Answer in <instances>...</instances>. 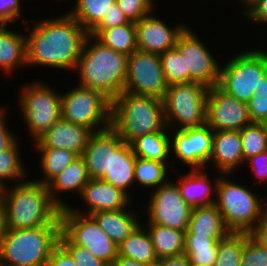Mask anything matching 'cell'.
I'll return each mask as SVG.
<instances>
[{
	"instance_id": "obj_5",
	"label": "cell",
	"mask_w": 267,
	"mask_h": 266,
	"mask_svg": "<svg viewBox=\"0 0 267 266\" xmlns=\"http://www.w3.org/2000/svg\"><path fill=\"white\" fill-rule=\"evenodd\" d=\"M111 127L126 143L165 127L163 100L123 91L112 101Z\"/></svg>"
},
{
	"instance_id": "obj_38",
	"label": "cell",
	"mask_w": 267,
	"mask_h": 266,
	"mask_svg": "<svg viewBox=\"0 0 267 266\" xmlns=\"http://www.w3.org/2000/svg\"><path fill=\"white\" fill-rule=\"evenodd\" d=\"M160 59L168 86L189 82V71H185V56L176 47L160 54Z\"/></svg>"
},
{
	"instance_id": "obj_9",
	"label": "cell",
	"mask_w": 267,
	"mask_h": 266,
	"mask_svg": "<svg viewBox=\"0 0 267 266\" xmlns=\"http://www.w3.org/2000/svg\"><path fill=\"white\" fill-rule=\"evenodd\" d=\"M208 87L198 82L168 86L163 98L165 124L183 130L206 124Z\"/></svg>"
},
{
	"instance_id": "obj_53",
	"label": "cell",
	"mask_w": 267,
	"mask_h": 266,
	"mask_svg": "<svg viewBox=\"0 0 267 266\" xmlns=\"http://www.w3.org/2000/svg\"><path fill=\"white\" fill-rule=\"evenodd\" d=\"M7 230L6 207L0 192V241Z\"/></svg>"
},
{
	"instance_id": "obj_30",
	"label": "cell",
	"mask_w": 267,
	"mask_h": 266,
	"mask_svg": "<svg viewBox=\"0 0 267 266\" xmlns=\"http://www.w3.org/2000/svg\"><path fill=\"white\" fill-rule=\"evenodd\" d=\"M118 247V256H124L143 264L158 259L151 237L143 223H140Z\"/></svg>"
},
{
	"instance_id": "obj_28",
	"label": "cell",
	"mask_w": 267,
	"mask_h": 266,
	"mask_svg": "<svg viewBox=\"0 0 267 266\" xmlns=\"http://www.w3.org/2000/svg\"><path fill=\"white\" fill-rule=\"evenodd\" d=\"M141 223L146 227L158 259L178 257L185 250V231L175 230L159 224L149 223L146 219Z\"/></svg>"
},
{
	"instance_id": "obj_17",
	"label": "cell",
	"mask_w": 267,
	"mask_h": 266,
	"mask_svg": "<svg viewBox=\"0 0 267 266\" xmlns=\"http://www.w3.org/2000/svg\"><path fill=\"white\" fill-rule=\"evenodd\" d=\"M154 12L135 22L136 43L138 50L160 55L175 48L179 35L188 25L179 21V24L171 26L172 23L168 24Z\"/></svg>"
},
{
	"instance_id": "obj_44",
	"label": "cell",
	"mask_w": 267,
	"mask_h": 266,
	"mask_svg": "<svg viewBox=\"0 0 267 266\" xmlns=\"http://www.w3.org/2000/svg\"><path fill=\"white\" fill-rule=\"evenodd\" d=\"M130 21L125 16L124 12L119 8L117 2H114L107 13H105L100 23L89 33L96 37L101 31L115 26H120Z\"/></svg>"
},
{
	"instance_id": "obj_33",
	"label": "cell",
	"mask_w": 267,
	"mask_h": 266,
	"mask_svg": "<svg viewBox=\"0 0 267 266\" xmlns=\"http://www.w3.org/2000/svg\"><path fill=\"white\" fill-rule=\"evenodd\" d=\"M67 12L90 33L116 0H75Z\"/></svg>"
},
{
	"instance_id": "obj_3",
	"label": "cell",
	"mask_w": 267,
	"mask_h": 266,
	"mask_svg": "<svg viewBox=\"0 0 267 266\" xmlns=\"http://www.w3.org/2000/svg\"><path fill=\"white\" fill-rule=\"evenodd\" d=\"M127 59V55L105 46L89 34L73 72L76 84L99 91L113 101L124 91Z\"/></svg>"
},
{
	"instance_id": "obj_57",
	"label": "cell",
	"mask_w": 267,
	"mask_h": 266,
	"mask_svg": "<svg viewBox=\"0 0 267 266\" xmlns=\"http://www.w3.org/2000/svg\"><path fill=\"white\" fill-rule=\"evenodd\" d=\"M0 266H8V265H5V264H3V263H0Z\"/></svg>"
},
{
	"instance_id": "obj_13",
	"label": "cell",
	"mask_w": 267,
	"mask_h": 266,
	"mask_svg": "<svg viewBox=\"0 0 267 266\" xmlns=\"http://www.w3.org/2000/svg\"><path fill=\"white\" fill-rule=\"evenodd\" d=\"M167 89L159 54L137 49L128 56L124 91L163 100Z\"/></svg>"
},
{
	"instance_id": "obj_20",
	"label": "cell",
	"mask_w": 267,
	"mask_h": 266,
	"mask_svg": "<svg viewBox=\"0 0 267 266\" xmlns=\"http://www.w3.org/2000/svg\"><path fill=\"white\" fill-rule=\"evenodd\" d=\"M123 143L112 127L90 136L82 154L90 179H100L110 170L111 151H116Z\"/></svg>"
},
{
	"instance_id": "obj_7",
	"label": "cell",
	"mask_w": 267,
	"mask_h": 266,
	"mask_svg": "<svg viewBox=\"0 0 267 266\" xmlns=\"http://www.w3.org/2000/svg\"><path fill=\"white\" fill-rule=\"evenodd\" d=\"M263 47H249L222 60L218 86L240 102L248 103L267 73V47Z\"/></svg>"
},
{
	"instance_id": "obj_25",
	"label": "cell",
	"mask_w": 267,
	"mask_h": 266,
	"mask_svg": "<svg viewBox=\"0 0 267 266\" xmlns=\"http://www.w3.org/2000/svg\"><path fill=\"white\" fill-rule=\"evenodd\" d=\"M135 162L136 156L131 144L124 142L116 151H111L110 170L100 179L121 189L132 200H136V197L132 198L134 194H131L133 193L131 189L135 187Z\"/></svg>"
},
{
	"instance_id": "obj_46",
	"label": "cell",
	"mask_w": 267,
	"mask_h": 266,
	"mask_svg": "<svg viewBox=\"0 0 267 266\" xmlns=\"http://www.w3.org/2000/svg\"><path fill=\"white\" fill-rule=\"evenodd\" d=\"M246 164H248L249 166H247ZM245 167H250L251 171L248 173L252 172L251 174L254 175L252 176L255 178L254 184L252 185L253 187L257 186L258 183L260 186L261 184H263L262 186H267V150L247 159L245 161L244 168Z\"/></svg>"
},
{
	"instance_id": "obj_1",
	"label": "cell",
	"mask_w": 267,
	"mask_h": 266,
	"mask_svg": "<svg viewBox=\"0 0 267 266\" xmlns=\"http://www.w3.org/2000/svg\"><path fill=\"white\" fill-rule=\"evenodd\" d=\"M30 19L23 25L27 68L49 67L74 72L89 33L67 11L56 17ZM28 24V25H27Z\"/></svg>"
},
{
	"instance_id": "obj_32",
	"label": "cell",
	"mask_w": 267,
	"mask_h": 266,
	"mask_svg": "<svg viewBox=\"0 0 267 266\" xmlns=\"http://www.w3.org/2000/svg\"><path fill=\"white\" fill-rule=\"evenodd\" d=\"M40 159L38 162L42 177L34 181L48 185L57 175H59L77 157L73 152L62 148H34ZM38 151V152H37ZM40 154V155H39Z\"/></svg>"
},
{
	"instance_id": "obj_27",
	"label": "cell",
	"mask_w": 267,
	"mask_h": 266,
	"mask_svg": "<svg viewBox=\"0 0 267 266\" xmlns=\"http://www.w3.org/2000/svg\"><path fill=\"white\" fill-rule=\"evenodd\" d=\"M185 233H195L220 241L226 238L231 231L225 225L223 217L214 203L192 208L188 229Z\"/></svg>"
},
{
	"instance_id": "obj_24",
	"label": "cell",
	"mask_w": 267,
	"mask_h": 266,
	"mask_svg": "<svg viewBox=\"0 0 267 266\" xmlns=\"http://www.w3.org/2000/svg\"><path fill=\"white\" fill-rule=\"evenodd\" d=\"M9 28L0 25V75L4 77L27 67L25 34Z\"/></svg>"
},
{
	"instance_id": "obj_4",
	"label": "cell",
	"mask_w": 267,
	"mask_h": 266,
	"mask_svg": "<svg viewBox=\"0 0 267 266\" xmlns=\"http://www.w3.org/2000/svg\"><path fill=\"white\" fill-rule=\"evenodd\" d=\"M234 178V174L219 176L215 204L231 232L249 233L266 213V199L252 184Z\"/></svg>"
},
{
	"instance_id": "obj_45",
	"label": "cell",
	"mask_w": 267,
	"mask_h": 266,
	"mask_svg": "<svg viewBox=\"0 0 267 266\" xmlns=\"http://www.w3.org/2000/svg\"><path fill=\"white\" fill-rule=\"evenodd\" d=\"M218 247H202L185 249L183 255L188 258L190 265L214 266L217 259Z\"/></svg>"
},
{
	"instance_id": "obj_29",
	"label": "cell",
	"mask_w": 267,
	"mask_h": 266,
	"mask_svg": "<svg viewBox=\"0 0 267 266\" xmlns=\"http://www.w3.org/2000/svg\"><path fill=\"white\" fill-rule=\"evenodd\" d=\"M130 144L136 157L172 163L170 129L167 126L162 131L139 136Z\"/></svg>"
},
{
	"instance_id": "obj_43",
	"label": "cell",
	"mask_w": 267,
	"mask_h": 266,
	"mask_svg": "<svg viewBox=\"0 0 267 266\" xmlns=\"http://www.w3.org/2000/svg\"><path fill=\"white\" fill-rule=\"evenodd\" d=\"M22 0H0V25H10L15 24L21 20V25H23L27 20L23 14Z\"/></svg>"
},
{
	"instance_id": "obj_47",
	"label": "cell",
	"mask_w": 267,
	"mask_h": 266,
	"mask_svg": "<svg viewBox=\"0 0 267 266\" xmlns=\"http://www.w3.org/2000/svg\"><path fill=\"white\" fill-rule=\"evenodd\" d=\"M241 19L248 21L247 23L259 25L263 27V31L267 28V0H258L256 1L243 15ZM250 21V22H249ZM266 27V28H265Z\"/></svg>"
},
{
	"instance_id": "obj_40",
	"label": "cell",
	"mask_w": 267,
	"mask_h": 266,
	"mask_svg": "<svg viewBox=\"0 0 267 266\" xmlns=\"http://www.w3.org/2000/svg\"><path fill=\"white\" fill-rule=\"evenodd\" d=\"M59 245L70 255L77 266H108L87 249L73 244L62 232L59 237Z\"/></svg>"
},
{
	"instance_id": "obj_35",
	"label": "cell",
	"mask_w": 267,
	"mask_h": 266,
	"mask_svg": "<svg viewBox=\"0 0 267 266\" xmlns=\"http://www.w3.org/2000/svg\"><path fill=\"white\" fill-rule=\"evenodd\" d=\"M105 46L129 56L136 51V26L135 22L115 26L101 31L96 37Z\"/></svg>"
},
{
	"instance_id": "obj_54",
	"label": "cell",
	"mask_w": 267,
	"mask_h": 266,
	"mask_svg": "<svg viewBox=\"0 0 267 266\" xmlns=\"http://www.w3.org/2000/svg\"><path fill=\"white\" fill-rule=\"evenodd\" d=\"M111 266H145V264L124 256H118Z\"/></svg>"
},
{
	"instance_id": "obj_39",
	"label": "cell",
	"mask_w": 267,
	"mask_h": 266,
	"mask_svg": "<svg viewBox=\"0 0 267 266\" xmlns=\"http://www.w3.org/2000/svg\"><path fill=\"white\" fill-rule=\"evenodd\" d=\"M247 105L252 122L267 123V73L261 77V84Z\"/></svg>"
},
{
	"instance_id": "obj_37",
	"label": "cell",
	"mask_w": 267,
	"mask_h": 266,
	"mask_svg": "<svg viewBox=\"0 0 267 266\" xmlns=\"http://www.w3.org/2000/svg\"><path fill=\"white\" fill-rule=\"evenodd\" d=\"M245 161L267 150V123L252 122L240 130Z\"/></svg>"
},
{
	"instance_id": "obj_31",
	"label": "cell",
	"mask_w": 267,
	"mask_h": 266,
	"mask_svg": "<svg viewBox=\"0 0 267 266\" xmlns=\"http://www.w3.org/2000/svg\"><path fill=\"white\" fill-rule=\"evenodd\" d=\"M169 171H172V163L136 157L134 170L135 185H140L142 189L149 188V191L157 189L167 183L171 179L170 177L177 176L176 174L171 176Z\"/></svg>"
},
{
	"instance_id": "obj_21",
	"label": "cell",
	"mask_w": 267,
	"mask_h": 266,
	"mask_svg": "<svg viewBox=\"0 0 267 266\" xmlns=\"http://www.w3.org/2000/svg\"><path fill=\"white\" fill-rule=\"evenodd\" d=\"M241 166L244 168L240 131H214L212 154L207 167L220 174H235Z\"/></svg>"
},
{
	"instance_id": "obj_11",
	"label": "cell",
	"mask_w": 267,
	"mask_h": 266,
	"mask_svg": "<svg viewBox=\"0 0 267 266\" xmlns=\"http://www.w3.org/2000/svg\"><path fill=\"white\" fill-rule=\"evenodd\" d=\"M61 232L73 243L87 249L108 266L119 255L118 245L100 228L91 215L72 211L69 207L60 210Z\"/></svg>"
},
{
	"instance_id": "obj_55",
	"label": "cell",
	"mask_w": 267,
	"mask_h": 266,
	"mask_svg": "<svg viewBox=\"0 0 267 266\" xmlns=\"http://www.w3.org/2000/svg\"><path fill=\"white\" fill-rule=\"evenodd\" d=\"M238 3L240 4L239 6L241 7H237V9L239 8L241 11L239 12V15H243L256 1L258 0H237Z\"/></svg>"
},
{
	"instance_id": "obj_48",
	"label": "cell",
	"mask_w": 267,
	"mask_h": 266,
	"mask_svg": "<svg viewBox=\"0 0 267 266\" xmlns=\"http://www.w3.org/2000/svg\"><path fill=\"white\" fill-rule=\"evenodd\" d=\"M5 107H2V105L0 106V152L9 149L19 140V138L16 136L17 134H15L14 131H10L13 129H9L10 124L7 120L9 118L7 115L9 106L8 108L7 106Z\"/></svg>"
},
{
	"instance_id": "obj_22",
	"label": "cell",
	"mask_w": 267,
	"mask_h": 266,
	"mask_svg": "<svg viewBox=\"0 0 267 266\" xmlns=\"http://www.w3.org/2000/svg\"><path fill=\"white\" fill-rule=\"evenodd\" d=\"M207 169H190L183 175L179 172L178 181H174L183 199L192 207L215 203L216 187L220 173L211 178ZM218 174V176L216 175Z\"/></svg>"
},
{
	"instance_id": "obj_41",
	"label": "cell",
	"mask_w": 267,
	"mask_h": 266,
	"mask_svg": "<svg viewBox=\"0 0 267 266\" xmlns=\"http://www.w3.org/2000/svg\"><path fill=\"white\" fill-rule=\"evenodd\" d=\"M157 0H116L119 8L129 21L138 22L153 10L157 11Z\"/></svg>"
},
{
	"instance_id": "obj_56",
	"label": "cell",
	"mask_w": 267,
	"mask_h": 266,
	"mask_svg": "<svg viewBox=\"0 0 267 266\" xmlns=\"http://www.w3.org/2000/svg\"><path fill=\"white\" fill-rule=\"evenodd\" d=\"M145 266H162V259H157L156 261L149 262Z\"/></svg>"
},
{
	"instance_id": "obj_23",
	"label": "cell",
	"mask_w": 267,
	"mask_h": 266,
	"mask_svg": "<svg viewBox=\"0 0 267 266\" xmlns=\"http://www.w3.org/2000/svg\"><path fill=\"white\" fill-rule=\"evenodd\" d=\"M89 180L85 161L82 156H77L47 187L52 200L62 209L70 206V203L67 200L65 202L62 195L74 193L76 194L74 196L78 198Z\"/></svg>"
},
{
	"instance_id": "obj_52",
	"label": "cell",
	"mask_w": 267,
	"mask_h": 266,
	"mask_svg": "<svg viewBox=\"0 0 267 266\" xmlns=\"http://www.w3.org/2000/svg\"><path fill=\"white\" fill-rule=\"evenodd\" d=\"M162 266H191L185 255L162 259Z\"/></svg>"
},
{
	"instance_id": "obj_19",
	"label": "cell",
	"mask_w": 267,
	"mask_h": 266,
	"mask_svg": "<svg viewBox=\"0 0 267 266\" xmlns=\"http://www.w3.org/2000/svg\"><path fill=\"white\" fill-rule=\"evenodd\" d=\"M93 132L64 118L55 122L35 142L32 148H62L82 156Z\"/></svg>"
},
{
	"instance_id": "obj_15",
	"label": "cell",
	"mask_w": 267,
	"mask_h": 266,
	"mask_svg": "<svg viewBox=\"0 0 267 266\" xmlns=\"http://www.w3.org/2000/svg\"><path fill=\"white\" fill-rule=\"evenodd\" d=\"M189 27L188 25L179 35L175 46L185 56V71H189V82H198L208 88L216 86L220 78V63L223 62L218 61V56Z\"/></svg>"
},
{
	"instance_id": "obj_26",
	"label": "cell",
	"mask_w": 267,
	"mask_h": 266,
	"mask_svg": "<svg viewBox=\"0 0 267 266\" xmlns=\"http://www.w3.org/2000/svg\"><path fill=\"white\" fill-rule=\"evenodd\" d=\"M131 204L126 209L100 211L91 214L100 228L111 238L117 245L122 243L136 227L142 222V214L135 211Z\"/></svg>"
},
{
	"instance_id": "obj_12",
	"label": "cell",
	"mask_w": 267,
	"mask_h": 266,
	"mask_svg": "<svg viewBox=\"0 0 267 266\" xmlns=\"http://www.w3.org/2000/svg\"><path fill=\"white\" fill-rule=\"evenodd\" d=\"M150 191L148 203L142 213L149 223L159 224L175 230L186 231L192 207L183 199L175 179Z\"/></svg>"
},
{
	"instance_id": "obj_14",
	"label": "cell",
	"mask_w": 267,
	"mask_h": 266,
	"mask_svg": "<svg viewBox=\"0 0 267 266\" xmlns=\"http://www.w3.org/2000/svg\"><path fill=\"white\" fill-rule=\"evenodd\" d=\"M213 134L214 130L207 124L170 130L172 172L178 175L179 170L175 165L177 163H181L183 167L188 166V170L209 169L207 166L212 154Z\"/></svg>"
},
{
	"instance_id": "obj_51",
	"label": "cell",
	"mask_w": 267,
	"mask_h": 266,
	"mask_svg": "<svg viewBox=\"0 0 267 266\" xmlns=\"http://www.w3.org/2000/svg\"><path fill=\"white\" fill-rule=\"evenodd\" d=\"M250 237L259 245L267 248V213L249 232Z\"/></svg>"
},
{
	"instance_id": "obj_50",
	"label": "cell",
	"mask_w": 267,
	"mask_h": 266,
	"mask_svg": "<svg viewBox=\"0 0 267 266\" xmlns=\"http://www.w3.org/2000/svg\"><path fill=\"white\" fill-rule=\"evenodd\" d=\"M46 266H77L70 255L58 245L48 259Z\"/></svg>"
},
{
	"instance_id": "obj_18",
	"label": "cell",
	"mask_w": 267,
	"mask_h": 266,
	"mask_svg": "<svg viewBox=\"0 0 267 266\" xmlns=\"http://www.w3.org/2000/svg\"><path fill=\"white\" fill-rule=\"evenodd\" d=\"M78 198L85 204L82 209L73 207L72 203L69 208L84 215H91L100 211L126 209L133 202L121 189L102 179H90ZM85 206L86 208H84Z\"/></svg>"
},
{
	"instance_id": "obj_42",
	"label": "cell",
	"mask_w": 267,
	"mask_h": 266,
	"mask_svg": "<svg viewBox=\"0 0 267 266\" xmlns=\"http://www.w3.org/2000/svg\"><path fill=\"white\" fill-rule=\"evenodd\" d=\"M240 266H267V248L249 237L243 248Z\"/></svg>"
},
{
	"instance_id": "obj_16",
	"label": "cell",
	"mask_w": 267,
	"mask_h": 266,
	"mask_svg": "<svg viewBox=\"0 0 267 266\" xmlns=\"http://www.w3.org/2000/svg\"><path fill=\"white\" fill-rule=\"evenodd\" d=\"M252 123L248 105L226 93L218 85L208 89L206 124L214 131L237 130Z\"/></svg>"
},
{
	"instance_id": "obj_10",
	"label": "cell",
	"mask_w": 267,
	"mask_h": 266,
	"mask_svg": "<svg viewBox=\"0 0 267 266\" xmlns=\"http://www.w3.org/2000/svg\"><path fill=\"white\" fill-rule=\"evenodd\" d=\"M61 93V117L93 133L111 127L112 101L103 93L75 84Z\"/></svg>"
},
{
	"instance_id": "obj_8",
	"label": "cell",
	"mask_w": 267,
	"mask_h": 266,
	"mask_svg": "<svg viewBox=\"0 0 267 266\" xmlns=\"http://www.w3.org/2000/svg\"><path fill=\"white\" fill-rule=\"evenodd\" d=\"M41 79L26 83L19 90L18 111L31 141L35 142L61 118V92ZM57 90V91H56Z\"/></svg>"
},
{
	"instance_id": "obj_2",
	"label": "cell",
	"mask_w": 267,
	"mask_h": 266,
	"mask_svg": "<svg viewBox=\"0 0 267 266\" xmlns=\"http://www.w3.org/2000/svg\"><path fill=\"white\" fill-rule=\"evenodd\" d=\"M0 192L6 207L7 229L61 226V208L43 183L28 178L2 187Z\"/></svg>"
},
{
	"instance_id": "obj_34",
	"label": "cell",
	"mask_w": 267,
	"mask_h": 266,
	"mask_svg": "<svg viewBox=\"0 0 267 266\" xmlns=\"http://www.w3.org/2000/svg\"><path fill=\"white\" fill-rule=\"evenodd\" d=\"M19 142L21 143V139L9 149L0 152V188L8 186L10 183L23 182L30 175L24 164L25 161H22Z\"/></svg>"
},
{
	"instance_id": "obj_6",
	"label": "cell",
	"mask_w": 267,
	"mask_h": 266,
	"mask_svg": "<svg viewBox=\"0 0 267 266\" xmlns=\"http://www.w3.org/2000/svg\"><path fill=\"white\" fill-rule=\"evenodd\" d=\"M61 226L8 229L0 241V263L8 266H46L59 245Z\"/></svg>"
},
{
	"instance_id": "obj_49",
	"label": "cell",
	"mask_w": 267,
	"mask_h": 266,
	"mask_svg": "<svg viewBox=\"0 0 267 266\" xmlns=\"http://www.w3.org/2000/svg\"><path fill=\"white\" fill-rule=\"evenodd\" d=\"M219 241L212 237L202 236L195 233H185V249L202 247H218Z\"/></svg>"
},
{
	"instance_id": "obj_36",
	"label": "cell",
	"mask_w": 267,
	"mask_h": 266,
	"mask_svg": "<svg viewBox=\"0 0 267 266\" xmlns=\"http://www.w3.org/2000/svg\"><path fill=\"white\" fill-rule=\"evenodd\" d=\"M249 233L231 232L219 241L217 259L214 266H240L241 255Z\"/></svg>"
}]
</instances>
